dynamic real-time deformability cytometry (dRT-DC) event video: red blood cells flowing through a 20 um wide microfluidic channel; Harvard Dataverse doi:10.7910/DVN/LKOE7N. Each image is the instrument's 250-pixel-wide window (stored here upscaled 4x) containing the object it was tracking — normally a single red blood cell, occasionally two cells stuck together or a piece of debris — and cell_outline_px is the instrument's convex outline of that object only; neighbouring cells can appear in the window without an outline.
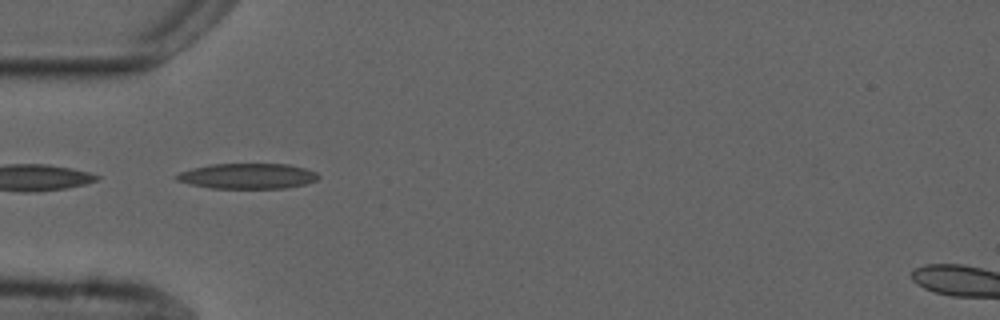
{"species": "common noctule bat (a hibernating species)", "species_latin": "Nyctalus noctula", "temperature_condition": "cold", "stored_images_in_passage": 5, "camera_frame_rate_fps": 3000, "um_per_image_px": 0.085, "animal": {"sex": "male", "forearm_length_mm": 52.5}, "frame": {"image": 1, "passage_image": 4, "time_ms": 4.333, "image_size_px": [1000, 320], "cell_outline_px": [[320, 176], [316, 180], [304, 184], [288, 188], [212, 188], [192, 184], [176, 180], [172, 176], [180, 172], [192, 168], [212, 164], [288, 164], [304, 168], [316, 172]], "centroid_in_image_um": [21.03, 14.96], "position_along_channel_um": 64.0, "area_um2": 20.92}}